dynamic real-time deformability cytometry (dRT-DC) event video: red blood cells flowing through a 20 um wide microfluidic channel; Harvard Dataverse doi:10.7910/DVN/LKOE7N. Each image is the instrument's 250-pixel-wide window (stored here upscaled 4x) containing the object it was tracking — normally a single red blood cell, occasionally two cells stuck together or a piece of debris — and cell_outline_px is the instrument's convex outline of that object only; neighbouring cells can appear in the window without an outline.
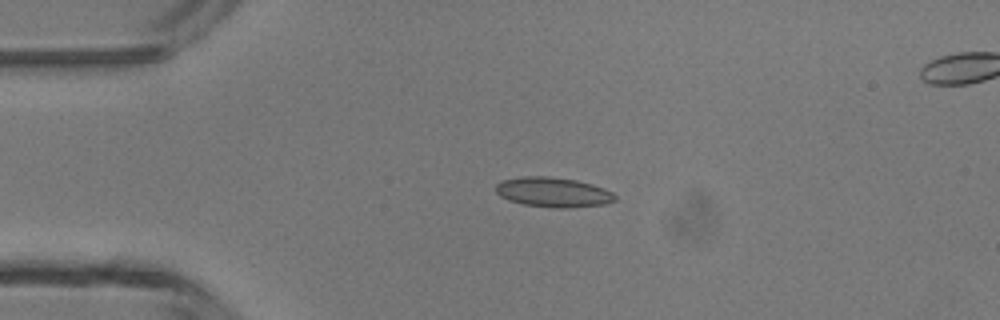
{"species": "common noctule bat (a hibernating species)", "species_latin": "Nyctalus noctula", "temperature_condition": "room temperature", "stored_images_in_passage": 3, "camera_frame_rate_fps": 3000, "um_per_image_px": 0.085, "animal": {"sex": "male", "body_mass_g": 13.3}, "frame": {"image": 1, "passage_image": 1, "time_ms": 0.0, "image_size_px": [1000, 320], "cell_outline_px": [[616, 200], [604, 204], [568, 208], [556, 208], [524, 204], [508, 200], [500, 196], [496, 192], [496, 184], [500, 180], [524, 176], [548, 176], [576, 180], [592, 184], [604, 188], [612, 192], [616, 196]], "centroid_in_image_um": [47.01, 16.33], "position_along_channel_um": 38.0, "area_um2": 20.75}}